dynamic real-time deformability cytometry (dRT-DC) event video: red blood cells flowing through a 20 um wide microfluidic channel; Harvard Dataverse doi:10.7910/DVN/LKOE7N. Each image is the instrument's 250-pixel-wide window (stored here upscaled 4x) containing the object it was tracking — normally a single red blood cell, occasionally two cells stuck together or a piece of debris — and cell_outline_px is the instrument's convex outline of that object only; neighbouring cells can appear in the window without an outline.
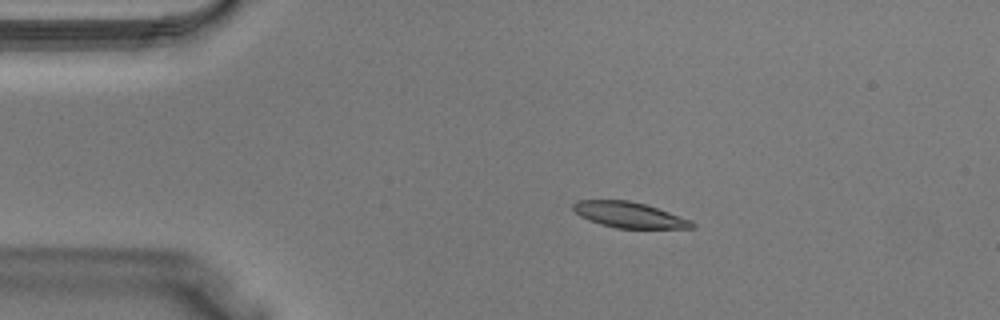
{"species": "Egyptian fruit bat (a non-hibernating species)", "species_latin": "Rousettus aegyptiacus", "temperature_condition": "warm", "stored_images_in_passage": 36, "camera_frame_rate_fps": 3000, "um_per_image_px": 0.085, "animal": {"sex": "male"}, "frame": {"image": 1, "passage_image": 3, "time_ms": 0.667, "image_size_px": [1000, 320], "cell_outline_px": [[696, 228], [616, 228], [600, 224], [580, 216], [572, 208], [572, 204], [576, 200], [628, 200], [644, 204], [692, 220], [696, 224]], "centroid_in_image_um": [53.48, 18.27], "position_along_channel_um": 31.5, "area_um2": 17.69}}
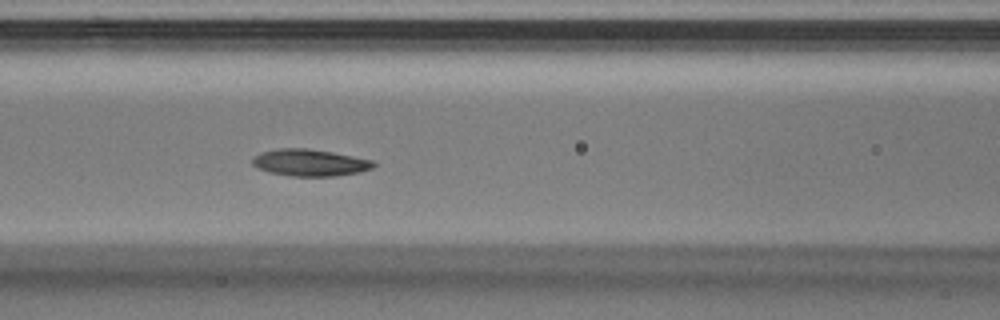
{"frame": {"image": 2, "passage_image": 12, "time_ms": 3.667, "image_size_px": [1000, 320], "cell_outline_px": [[376, 164], [372, 168], [360, 172], [336, 176], [292, 176], [268, 172], [256, 168], [252, 164], [252, 160], [260, 152], [280, 148], [308, 148], [332, 152], [372, 160]], "centroid_in_image_um": [26.32, 13.83], "position_along_channel_um": 140.3, "area_um2": 18.96}}
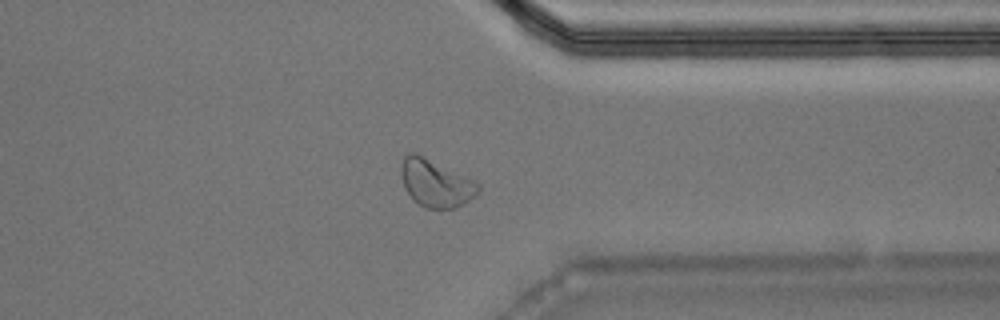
{"frame": {"image": 3, "passage_image": 26, "time_ms": 8.333, "image_size_px": [1000, 320], "cell_outline_px": [[480, 188], [464, 204], [456, 208], [424, 208], [412, 200], [404, 188], [400, 172], [400, 164], [404, 152], [416, 152], [480, 184]], "centroid_in_image_um": [36.94, 15.55], "position_along_channel_um": 374.5, "area_um2": 21.33}}